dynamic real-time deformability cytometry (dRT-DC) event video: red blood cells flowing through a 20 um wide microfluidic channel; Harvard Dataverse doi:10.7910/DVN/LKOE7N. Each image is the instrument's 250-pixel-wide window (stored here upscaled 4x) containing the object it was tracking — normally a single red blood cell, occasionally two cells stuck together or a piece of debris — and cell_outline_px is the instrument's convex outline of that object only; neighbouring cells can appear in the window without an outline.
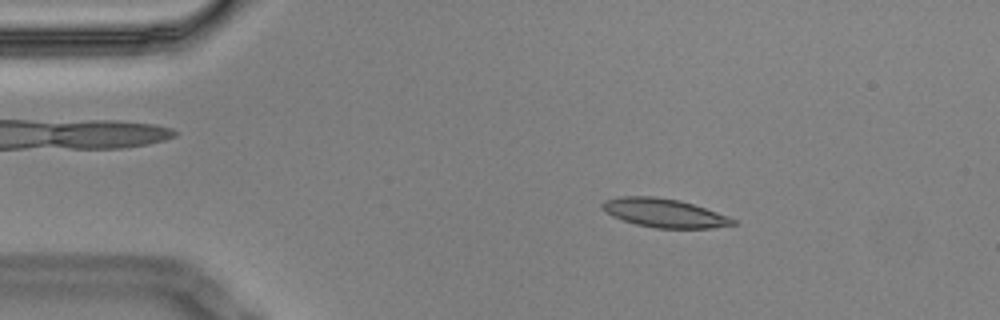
{"species": "Egyptian fruit bat (a non-hibernating species)", "species_latin": "Rousettus aegyptiacus", "temperature_condition": "cold", "stored_images_in_passage": 3, "camera_frame_rate_fps": 3000, "um_per_image_px": 0.085, "animal": {"sex": "male"}, "frame": {"image": 1, "passage_image": 1, "time_ms": 0.0, "image_size_px": [1000, 320], "cell_outline_px": [[736, 224], [712, 228], [656, 228], [636, 224], [612, 216], [600, 208], [600, 204], [604, 200], [620, 196], [656, 196], [680, 200], [728, 216], [736, 220]], "centroid_in_image_um": [56.42, 18.09], "position_along_channel_um": 28.6, "area_um2": 21.85}}
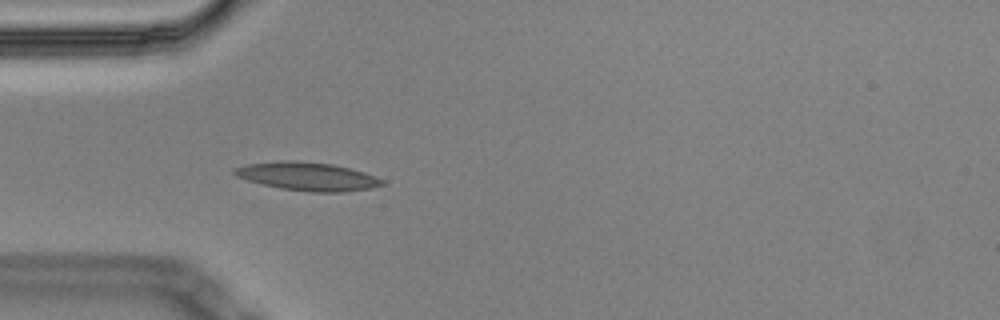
{"frame": {"image": 2, "passage_image": 3, "time_ms": 0.667, "image_size_px": [1000, 320], "cell_outline_px": [[384, 184], [368, 188], [344, 192], [312, 192], [280, 188], [248, 180], [236, 176], [232, 172], [236, 168], [248, 164], [280, 160], [292, 160], [332, 164], [364, 172], [376, 176], [384, 180]], "centroid_in_image_um": [26.15, 14.99], "position_along_channel_um": 58.9, "area_um2": 24.1}}